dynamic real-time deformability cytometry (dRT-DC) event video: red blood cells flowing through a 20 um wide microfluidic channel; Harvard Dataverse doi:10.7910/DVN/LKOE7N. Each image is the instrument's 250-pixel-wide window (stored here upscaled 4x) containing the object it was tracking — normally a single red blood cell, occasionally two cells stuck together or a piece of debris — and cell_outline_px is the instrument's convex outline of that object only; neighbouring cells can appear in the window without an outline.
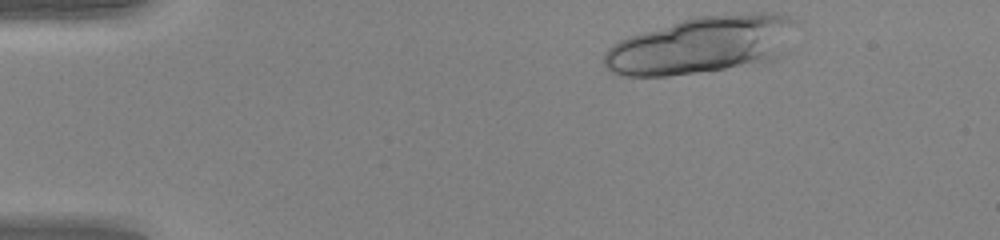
{"species": "human", "species_latin": "Homo sapiens", "temperature_condition": "warm", "stored_images_in_passage": 13, "camera_frame_rate_fps": 3000, "um_per_image_px": 0.085, "donor": {"sex": "female"}, "frame": {"image": 1, "passage_image": 1, "time_ms": 0.0, "image_size_px": [1000, 240], "cell_outline_px": [[796, 20], [780, 56], [776, 60], [724, 68], [668, 76], [620, 76], [612, 72], [604, 64], [604, 52], [612, 44], [628, 36], [680, 20], [696, 16], [748, 12], [776, 12], [788, 16]], "centroid_in_image_um": [59.61, 3.8], "position_along_channel_um": 25.4, "area_um2": 63.87}}